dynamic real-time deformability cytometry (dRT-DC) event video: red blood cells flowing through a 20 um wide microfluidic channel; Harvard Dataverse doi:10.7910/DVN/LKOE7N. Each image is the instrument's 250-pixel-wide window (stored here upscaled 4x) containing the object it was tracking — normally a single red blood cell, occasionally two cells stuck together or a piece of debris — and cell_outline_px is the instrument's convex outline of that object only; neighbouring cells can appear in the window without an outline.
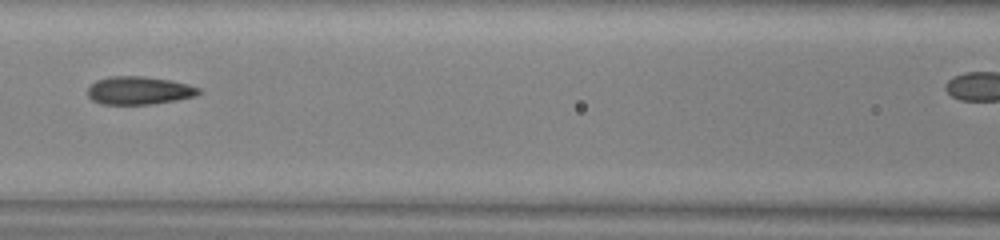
{"species": "common noctule bat (a hibernating species)", "species_latin": "Nyctalus noctula", "temperature_condition": "warm", "stored_images_in_passage": 27, "camera_frame_rate_fps": 3000, "um_per_image_px": 0.085, "animal": {"sex": "male", "body_mass_g": 13.0, "forearm_length_mm": 53.1}, "frame": {"image": 1, "passage_image": 8, "time_ms": 2.333, "image_size_px": [1000, 240], "cell_outline_px": [[204, 92], [196, 96], [176, 100], [152, 104], [100, 104], [92, 100], [88, 96], [88, 88], [96, 80], [108, 76], [144, 76], [168, 80], [188, 84], [200, 88]], "centroid_in_image_um": [11.83, 7.69], "position_along_channel_um": 154.8, "area_um2": 18.26}}